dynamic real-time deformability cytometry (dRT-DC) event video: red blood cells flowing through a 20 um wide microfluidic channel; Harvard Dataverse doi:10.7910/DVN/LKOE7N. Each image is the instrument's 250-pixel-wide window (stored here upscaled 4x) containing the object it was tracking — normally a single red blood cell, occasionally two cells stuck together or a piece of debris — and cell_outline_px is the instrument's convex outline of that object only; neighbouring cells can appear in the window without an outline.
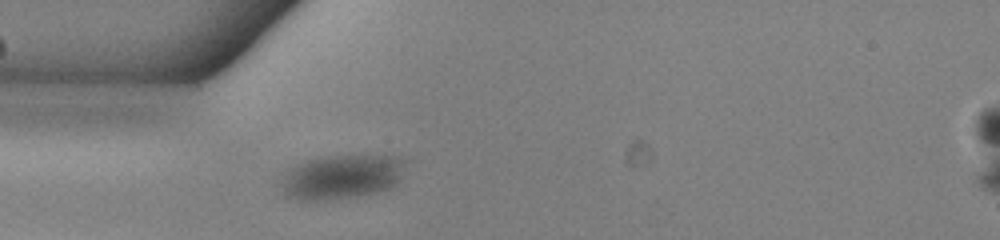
{"species": "common noctule bat (a hibernating species)", "species_latin": "Nyctalus noctula", "temperature_condition": "warm", "stored_images_in_passage": 29, "camera_frame_rate_fps": 3000, "um_per_image_px": 0.085, "animal": {"sex": "male", "body_mass_g": 13.0, "forearm_length_mm": 53.1}, "frame": {"image": 1, "passage_image": 1, "time_ms": 0.0, "image_size_px": [1000, 240], "cell_outline_px": [[408, 160], [400, 180], [396, 184], [388, 188], [376, 192], [356, 196], [332, 200], [300, 200], [288, 196], [284, 192], [284, 176], [292, 168], [308, 160], [328, 156], [400, 156]], "centroid_in_image_um": [29.15, 15.03], "position_along_channel_um": 55.8, "area_um2": 31.67}}
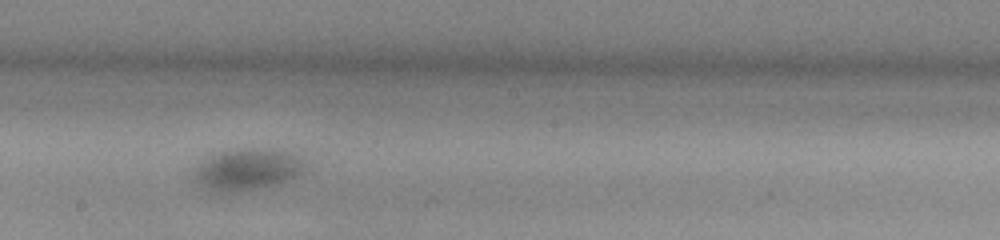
{"frame": {"image": 2, "passage_image": 15, "time_ms": 4.667, "image_size_px": [1000, 240], "cell_outline_px": [[296, 172], [292, 176], [268, 184], [240, 188], [216, 188], [200, 180], [200, 172], [204, 164], [220, 152], [240, 148], [264, 148], [292, 152], [296, 156]], "centroid_in_image_um": [21.09, 14.26], "position_along_channel_um": 227.1, "area_um2": 22.48}}
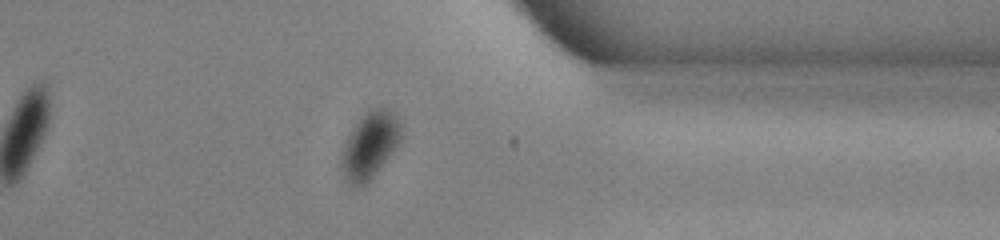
{"frame": {"image": 3, "passage_image": 28, "time_ms": 9.0, "image_size_px": [1000, 240], "cell_outline_px": [[400, 140], [396, 148], [368, 184], [364, 188], [352, 188], [344, 176], [340, 164], [340, 160], [344, 144], [352, 128], [360, 116], [368, 108], [384, 108], [392, 112], [396, 116], [400, 124]], "centroid_in_image_um": [31.4, 12.4], "position_along_channel_um": 380.0, "area_um2": 23.47}}